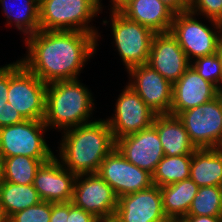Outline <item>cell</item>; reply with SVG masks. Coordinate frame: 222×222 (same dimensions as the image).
Masks as SVG:
<instances>
[{
    "mask_svg": "<svg viewBox=\"0 0 222 222\" xmlns=\"http://www.w3.org/2000/svg\"><path fill=\"white\" fill-rule=\"evenodd\" d=\"M22 42L26 51L19 60L46 84L79 79L100 49L97 37L82 31L39 30Z\"/></svg>",
    "mask_w": 222,
    "mask_h": 222,
    "instance_id": "obj_1",
    "label": "cell"
},
{
    "mask_svg": "<svg viewBox=\"0 0 222 222\" xmlns=\"http://www.w3.org/2000/svg\"><path fill=\"white\" fill-rule=\"evenodd\" d=\"M57 144L54 156L76 176L97 173L101 162L115 148L108 122L100 117L63 131Z\"/></svg>",
    "mask_w": 222,
    "mask_h": 222,
    "instance_id": "obj_2",
    "label": "cell"
},
{
    "mask_svg": "<svg viewBox=\"0 0 222 222\" xmlns=\"http://www.w3.org/2000/svg\"><path fill=\"white\" fill-rule=\"evenodd\" d=\"M80 79L47 84L44 123L49 132L62 133L96 119V97Z\"/></svg>",
    "mask_w": 222,
    "mask_h": 222,
    "instance_id": "obj_3",
    "label": "cell"
},
{
    "mask_svg": "<svg viewBox=\"0 0 222 222\" xmlns=\"http://www.w3.org/2000/svg\"><path fill=\"white\" fill-rule=\"evenodd\" d=\"M101 13L97 0H39L40 30L82 31L97 37L100 47L102 31L95 22ZM102 37V38H101Z\"/></svg>",
    "mask_w": 222,
    "mask_h": 222,
    "instance_id": "obj_4",
    "label": "cell"
},
{
    "mask_svg": "<svg viewBox=\"0 0 222 222\" xmlns=\"http://www.w3.org/2000/svg\"><path fill=\"white\" fill-rule=\"evenodd\" d=\"M109 18V19H106ZM103 27L111 31L114 51L119 55L124 71L137 65L147 64L154 32L138 22L128 19L121 12H109L102 19Z\"/></svg>",
    "mask_w": 222,
    "mask_h": 222,
    "instance_id": "obj_5",
    "label": "cell"
},
{
    "mask_svg": "<svg viewBox=\"0 0 222 222\" xmlns=\"http://www.w3.org/2000/svg\"><path fill=\"white\" fill-rule=\"evenodd\" d=\"M170 32L190 62L217 53L221 42V30L216 21L198 16L189 10L174 15Z\"/></svg>",
    "mask_w": 222,
    "mask_h": 222,
    "instance_id": "obj_6",
    "label": "cell"
},
{
    "mask_svg": "<svg viewBox=\"0 0 222 222\" xmlns=\"http://www.w3.org/2000/svg\"><path fill=\"white\" fill-rule=\"evenodd\" d=\"M47 84L29 71L18 59L9 63L7 102L25 120H44Z\"/></svg>",
    "mask_w": 222,
    "mask_h": 222,
    "instance_id": "obj_7",
    "label": "cell"
},
{
    "mask_svg": "<svg viewBox=\"0 0 222 222\" xmlns=\"http://www.w3.org/2000/svg\"><path fill=\"white\" fill-rule=\"evenodd\" d=\"M44 120H24L21 123L0 128V151L5 157L27 156L50 160L54 150L49 145Z\"/></svg>",
    "mask_w": 222,
    "mask_h": 222,
    "instance_id": "obj_8",
    "label": "cell"
},
{
    "mask_svg": "<svg viewBox=\"0 0 222 222\" xmlns=\"http://www.w3.org/2000/svg\"><path fill=\"white\" fill-rule=\"evenodd\" d=\"M122 88L114 99L113 113L105 117L114 140L150 127L156 115L128 84Z\"/></svg>",
    "mask_w": 222,
    "mask_h": 222,
    "instance_id": "obj_9",
    "label": "cell"
},
{
    "mask_svg": "<svg viewBox=\"0 0 222 222\" xmlns=\"http://www.w3.org/2000/svg\"><path fill=\"white\" fill-rule=\"evenodd\" d=\"M177 116L196 148H218L222 141V103L218 96Z\"/></svg>",
    "mask_w": 222,
    "mask_h": 222,
    "instance_id": "obj_10",
    "label": "cell"
},
{
    "mask_svg": "<svg viewBox=\"0 0 222 222\" xmlns=\"http://www.w3.org/2000/svg\"><path fill=\"white\" fill-rule=\"evenodd\" d=\"M97 173L112 187L118 198L153 185L152 175L127 161L116 148L101 162Z\"/></svg>",
    "mask_w": 222,
    "mask_h": 222,
    "instance_id": "obj_11",
    "label": "cell"
},
{
    "mask_svg": "<svg viewBox=\"0 0 222 222\" xmlns=\"http://www.w3.org/2000/svg\"><path fill=\"white\" fill-rule=\"evenodd\" d=\"M72 203L96 218L112 217L118 197L112 187L98 173L77 175Z\"/></svg>",
    "mask_w": 222,
    "mask_h": 222,
    "instance_id": "obj_12",
    "label": "cell"
},
{
    "mask_svg": "<svg viewBox=\"0 0 222 222\" xmlns=\"http://www.w3.org/2000/svg\"><path fill=\"white\" fill-rule=\"evenodd\" d=\"M126 82L156 114H170L173 85L148 64L127 71Z\"/></svg>",
    "mask_w": 222,
    "mask_h": 222,
    "instance_id": "obj_13",
    "label": "cell"
},
{
    "mask_svg": "<svg viewBox=\"0 0 222 222\" xmlns=\"http://www.w3.org/2000/svg\"><path fill=\"white\" fill-rule=\"evenodd\" d=\"M115 148L127 161L151 175L165 156L157 129L153 124L140 132L115 140Z\"/></svg>",
    "mask_w": 222,
    "mask_h": 222,
    "instance_id": "obj_14",
    "label": "cell"
},
{
    "mask_svg": "<svg viewBox=\"0 0 222 222\" xmlns=\"http://www.w3.org/2000/svg\"><path fill=\"white\" fill-rule=\"evenodd\" d=\"M114 217L119 222H166L160 187L151 185L138 192L120 196Z\"/></svg>",
    "mask_w": 222,
    "mask_h": 222,
    "instance_id": "obj_15",
    "label": "cell"
},
{
    "mask_svg": "<svg viewBox=\"0 0 222 222\" xmlns=\"http://www.w3.org/2000/svg\"><path fill=\"white\" fill-rule=\"evenodd\" d=\"M147 64L173 85L191 62L171 32H165L154 34Z\"/></svg>",
    "mask_w": 222,
    "mask_h": 222,
    "instance_id": "obj_16",
    "label": "cell"
},
{
    "mask_svg": "<svg viewBox=\"0 0 222 222\" xmlns=\"http://www.w3.org/2000/svg\"><path fill=\"white\" fill-rule=\"evenodd\" d=\"M75 179L76 175L53 156L37 170L32 185L38 191L42 201L70 202L73 199Z\"/></svg>",
    "mask_w": 222,
    "mask_h": 222,
    "instance_id": "obj_17",
    "label": "cell"
},
{
    "mask_svg": "<svg viewBox=\"0 0 222 222\" xmlns=\"http://www.w3.org/2000/svg\"><path fill=\"white\" fill-rule=\"evenodd\" d=\"M218 88L203 79L190 65L173 84L170 114L177 116L184 110L195 108L217 97Z\"/></svg>",
    "mask_w": 222,
    "mask_h": 222,
    "instance_id": "obj_18",
    "label": "cell"
},
{
    "mask_svg": "<svg viewBox=\"0 0 222 222\" xmlns=\"http://www.w3.org/2000/svg\"><path fill=\"white\" fill-rule=\"evenodd\" d=\"M120 12L154 33L170 32L175 15L161 0H131Z\"/></svg>",
    "mask_w": 222,
    "mask_h": 222,
    "instance_id": "obj_19",
    "label": "cell"
},
{
    "mask_svg": "<svg viewBox=\"0 0 222 222\" xmlns=\"http://www.w3.org/2000/svg\"><path fill=\"white\" fill-rule=\"evenodd\" d=\"M153 125L157 129L158 137L166 156L193 154L197 149L191 142L188 132L178 116L156 114Z\"/></svg>",
    "mask_w": 222,
    "mask_h": 222,
    "instance_id": "obj_20",
    "label": "cell"
},
{
    "mask_svg": "<svg viewBox=\"0 0 222 222\" xmlns=\"http://www.w3.org/2000/svg\"><path fill=\"white\" fill-rule=\"evenodd\" d=\"M5 27H15L22 40L40 30L39 0H0Z\"/></svg>",
    "mask_w": 222,
    "mask_h": 222,
    "instance_id": "obj_21",
    "label": "cell"
},
{
    "mask_svg": "<svg viewBox=\"0 0 222 222\" xmlns=\"http://www.w3.org/2000/svg\"><path fill=\"white\" fill-rule=\"evenodd\" d=\"M190 179L199 187H222V151L219 148H197L192 154Z\"/></svg>",
    "mask_w": 222,
    "mask_h": 222,
    "instance_id": "obj_22",
    "label": "cell"
},
{
    "mask_svg": "<svg viewBox=\"0 0 222 222\" xmlns=\"http://www.w3.org/2000/svg\"><path fill=\"white\" fill-rule=\"evenodd\" d=\"M198 189L190 178L160 187L166 217L186 216Z\"/></svg>",
    "mask_w": 222,
    "mask_h": 222,
    "instance_id": "obj_23",
    "label": "cell"
},
{
    "mask_svg": "<svg viewBox=\"0 0 222 222\" xmlns=\"http://www.w3.org/2000/svg\"><path fill=\"white\" fill-rule=\"evenodd\" d=\"M42 200L32 184L18 185L7 181L0 183V206L7 218L28 207L37 205Z\"/></svg>",
    "mask_w": 222,
    "mask_h": 222,
    "instance_id": "obj_24",
    "label": "cell"
},
{
    "mask_svg": "<svg viewBox=\"0 0 222 222\" xmlns=\"http://www.w3.org/2000/svg\"><path fill=\"white\" fill-rule=\"evenodd\" d=\"M192 154L164 156L152 174V183L159 187L190 178Z\"/></svg>",
    "mask_w": 222,
    "mask_h": 222,
    "instance_id": "obj_25",
    "label": "cell"
},
{
    "mask_svg": "<svg viewBox=\"0 0 222 222\" xmlns=\"http://www.w3.org/2000/svg\"><path fill=\"white\" fill-rule=\"evenodd\" d=\"M47 161L49 160H39L21 155L6 157L3 181L18 185L33 184L37 170Z\"/></svg>",
    "mask_w": 222,
    "mask_h": 222,
    "instance_id": "obj_26",
    "label": "cell"
},
{
    "mask_svg": "<svg viewBox=\"0 0 222 222\" xmlns=\"http://www.w3.org/2000/svg\"><path fill=\"white\" fill-rule=\"evenodd\" d=\"M187 215L222 216V187H199Z\"/></svg>",
    "mask_w": 222,
    "mask_h": 222,
    "instance_id": "obj_27",
    "label": "cell"
},
{
    "mask_svg": "<svg viewBox=\"0 0 222 222\" xmlns=\"http://www.w3.org/2000/svg\"><path fill=\"white\" fill-rule=\"evenodd\" d=\"M191 66L205 80L214 84L218 90L221 89V62L217 53L196 58Z\"/></svg>",
    "mask_w": 222,
    "mask_h": 222,
    "instance_id": "obj_28",
    "label": "cell"
},
{
    "mask_svg": "<svg viewBox=\"0 0 222 222\" xmlns=\"http://www.w3.org/2000/svg\"><path fill=\"white\" fill-rule=\"evenodd\" d=\"M51 202L41 201L13 214L8 222H50Z\"/></svg>",
    "mask_w": 222,
    "mask_h": 222,
    "instance_id": "obj_29",
    "label": "cell"
},
{
    "mask_svg": "<svg viewBox=\"0 0 222 222\" xmlns=\"http://www.w3.org/2000/svg\"><path fill=\"white\" fill-rule=\"evenodd\" d=\"M190 12L217 21L222 14V0H189Z\"/></svg>",
    "mask_w": 222,
    "mask_h": 222,
    "instance_id": "obj_30",
    "label": "cell"
},
{
    "mask_svg": "<svg viewBox=\"0 0 222 222\" xmlns=\"http://www.w3.org/2000/svg\"><path fill=\"white\" fill-rule=\"evenodd\" d=\"M24 120L23 116L14 110L9 102L0 108V128L18 124Z\"/></svg>",
    "mask_w": 222,
    "mask_h": 222,
    "instance_id": "obj_31",
    "label": "cell"
},
{
    "mask_svg": "<svg viewBox=\"0 0 222 222\" xmlns=\"http://www.w3.org/2000/svg\"><path fill=\"white\" fill-rule=\"evenodd\" d=\"M97 218L84 211L82 208L76 207L72 201L69 202V216L67 222H96Z\"/></svg>",
    "mask_w": 222,
    "mask_h": 222,
    "instance_id": "obj_32",
    "label": "cell"
},
{
    "mask_svg": "<svg viewBox=\"0 0 222 222\" xmlns=\"http://www.w3.org/2000/svg\"><path fill=\"white\" fill-rule=\"evenodd\" d=\"M69 202L51 203L50 222H67Z\"/></svg>",
    "mask_w": 222,
    "mask_h": 222,
    "instance_id": "obj_33",
    "label": "cell"
},
{
    "mask_svg": "<svg viewBox=\"0 0 222 222\" xmlns=\"http://www.w3.org/2000/svg\"><path fill=\"white\" fill-rule=\"evenodd\" d=\"M9 88V62L0 66V108L7 103Z\"/></svg>",
    "mask_w": 222,
    "mask_h": 222,
    "instance_id": "obj_34",
    "label": "cell"
},
{
    "mask_svg": "<svg viewBox=\"0 0 222 222\" xmlns=\"http://www.w3.org/2000/svg\"><path fill=\"white\" fill-rule=\"evenodd\" d=\"M168 6L175 14L188 11L189 0H161Z\"/></svg>",
    "mask_w": 222,
    "mask_h": 222,
    "instance_id": "obj_35",
    "label": "cell"
},
{
    "mask_svg": "<svg viewBox=\"0 0 222 222\" xmlns=\"http://www.w3.org/2000/svg\"><path fill=\"white\" fill-rule=\"evenodd\" d=\"M101 13L103 14V11L106 10L105 8L108 7L109 12H120L131 0H108L109 5L105 6L102 3V0H97ZM104 8V9H103Z\"/></svg>",
    "mask_w": 222,
    "mask_h": 222,
    "instance_id": "obj_36",
    "label": "cell"
},
{
    "mask_svg": "<svg viewBox=\"0 0 222 222\" xmlns=\"http://www.w3.org/2000/svg\"><path fill=\"white\" fill-rule=\"evenodd\" d=\"M190 222H222V216H195L186 215L185 216Z\"/></svg>",
    "mask_w": 222,
    "mask_h": 222,
    "instance_id": "obj_37",
    "label": "cell"
},
{
    "mask_svg": "<svg viewBox=\"0 0 222 222\" xmlns=\"http://www.w3.org/2000/svg\"><path fill=\"white\" fill-rule=\"evenodd\" d=\"M5 159L6 157L0 151V183L3 181L4 178V171H5Z\"/></svg>",
    "mask_w": 222,
    "mask_h": 222,
    "instance_id": "obj_38",
    "label": "cell"
},
{
    "mask_svg": "<svg viewBox=\"0 0 222 222\" xmlns=\"http://www.w3.org/2000/svg\"><path fill=\"white\" fill-rule=\"evenodd\" d=\"M166 222H190L185 216L171 217Z\"/></svg>",
    "mask_w": 222,
    "mask_h": 222,
    "instance_id": "obj_39",
    "label": "cell"
},
{
    "mask_svg": "<svg viewBox=\"0 0 222 222\" xmlns=\"http://www.w3.org/2000/svg\"><path fill=\"white\" fill-rule=\"evenodd\" d=\"M96 222H119L114 216L105 217V218H97Z\"/></svg>",
    "mask_w": 222,
    "mask_h": 222,
    "instance_id": "obj_40",
    "label": "cell"
},
{
    "mask_svg": "<svg viewBox=\"0 0 222 222\" xmlns=\"http://www.w3.org/2000/svg\"><path fill=\"white\" fill-rule=\"evenodd\" d=\"M217 54H218L220 62H221V71H222V41L219 44ZM221 89H222V76H221Z\"/></svg>",
    "mask_w": 222,
    "mask_h": 222,
    "instance_id": "obj_41",
    "label": "cell"
},
{
    "mask_svg": "<svg viewBox=\"0 0 222 222\" xmlns=\"http://www.w3.org/2000/svg\"><path fill=\"white\" fill-rule=\"evenodd\" d=\"M0 222H8V218L1 206H0Z\"/></svg>",
    "mask_w": 222,
    "mask_h": 222,
    "instance_id": "obj_42",
    "label": "cell"
},
{
    "mask_svg": "<svg viewBox=\"0 0 222 222\" xmlns=\"http://www.w3.org/2000/svg\"><path fill=\"white\" fill-rule=\"evenodd\" d=\"M218 27L220 28V30L222 31V14L221 16L218 18V20L216 21Z\"/></svg>",
    "mask_w": 222,
    "mask_h": 222,
    "instance_id": "obj_43",
    "label": "cell"
},
{
    "mask_svg": "<svg viewBox=\"0 0 222 222\" xmlns=\"http://www.w3.org/2000/svg\"><path fill=\"white\" fill-rule=\"evenodd\" d=\"M217 96L219 97L221 103H222V89L218 90Z\"/></svg>",
    "mask_w": 222,
    "mask_h": 222,
    "instance_id": "obj_44",
    "label": "cell"
},
{
    "mask_svg": "<svg viewBox=\"0 0 222 222\" xmlns=\"http://www.w3.org/2000/svg\"><path fill=\"white\" fill-rule=\"evenodd\" d=\"M218 148L222 151V141H221V143L219 144Z\"/></svg>",
    "mask_w": 222,
    "mask_h": 222,
    "instance_id": "obj_45",
    "label": "cell"
}]
</instances>
